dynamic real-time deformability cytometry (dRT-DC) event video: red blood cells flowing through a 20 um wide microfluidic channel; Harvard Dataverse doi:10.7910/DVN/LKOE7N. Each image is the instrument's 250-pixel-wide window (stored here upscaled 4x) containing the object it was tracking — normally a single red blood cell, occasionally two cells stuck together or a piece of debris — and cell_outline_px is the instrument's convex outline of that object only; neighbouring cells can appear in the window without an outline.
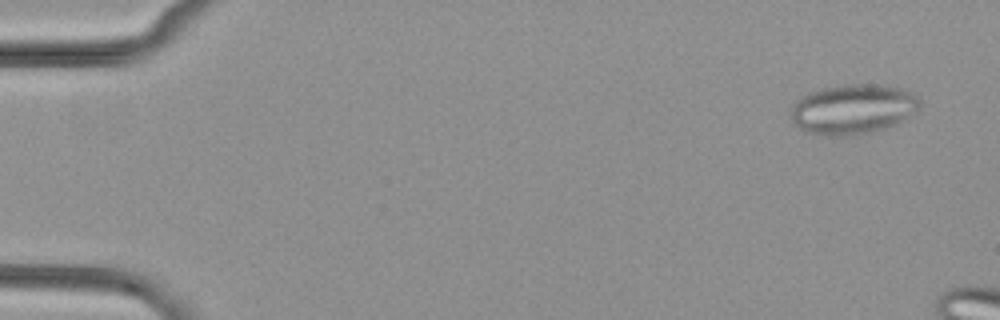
{"species": "common noctule bat (a hibernating species)", "species_latin": "Nyctalus noctula", "temperature_condition": "cold", "stored_images_in_passage": 12, "camera_frame_rate_fps": 3000, "um_per_image_px": 0.085, "animal": {"sex": "female", "body_mass_g": 29.2, "forearm_length_mm": 56.3}, "frame": {"image": 1, "passage_image": 3, "time_ms": 0.667, "image_size_px": [1000, 320], "cell_outline_px": [[920, 108], [916, 112], [896, 124], [872, 132], [852, 136], [824, 136], [804, 132], [796, 124], [792, 116], [792, 108], [796, 100], [800, 96], [808, 92], [820, 88], [844, 84], [872, 84], [900, 88], [916, 96], [920, 100]], "centroid_in_image_um": [72.48, 9.29], "position_along_channel_um": 12.5, "area_um2": 37.69}}